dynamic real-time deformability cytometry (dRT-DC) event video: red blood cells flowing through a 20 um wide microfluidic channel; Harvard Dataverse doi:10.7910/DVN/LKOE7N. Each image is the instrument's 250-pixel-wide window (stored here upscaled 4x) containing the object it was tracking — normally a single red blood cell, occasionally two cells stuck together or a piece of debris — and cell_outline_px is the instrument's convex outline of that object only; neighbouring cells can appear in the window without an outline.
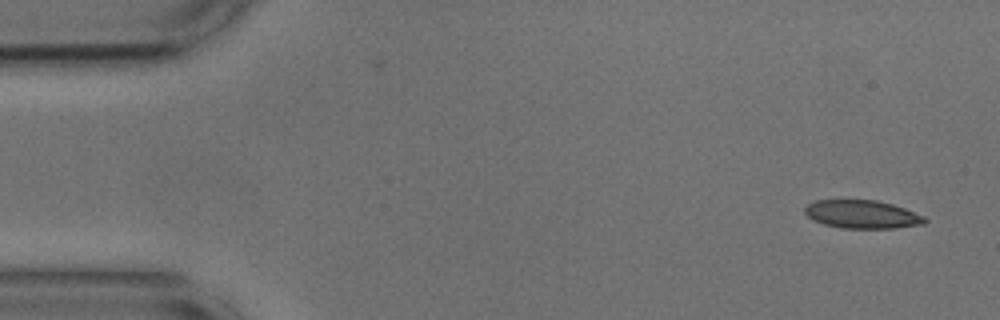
{"species": "common noctule bat (a hibernating species)", "species_latin": "Nyctalus noctula", "temperature_condition": "cold", "stored_images_in_passage": 8, "camera_frame_rate_fps": 3000, "um_per_image_px": 0.085, "animal": {"sex": "male", "body_mass_g": 17.9, "forearm_length_mm": 54.2}, "frame": {"image": 1, "passage_image": 1, "time_ms": 0.0, "image_size_px": [1000, 320], "cell_outline_px": [[928, 220], [924, 224], [896, 228], [840, 228], [824, 224], [812, 220], [804, 212], [804, 208], [808, 204], [816, 200], [876, 200], [892, 204], [904, 208], [924, 216]], "centroid_in_image_um": [73.28, 18.22], "position_along_channel_um": 11.7, "area_um2": 19.77}}
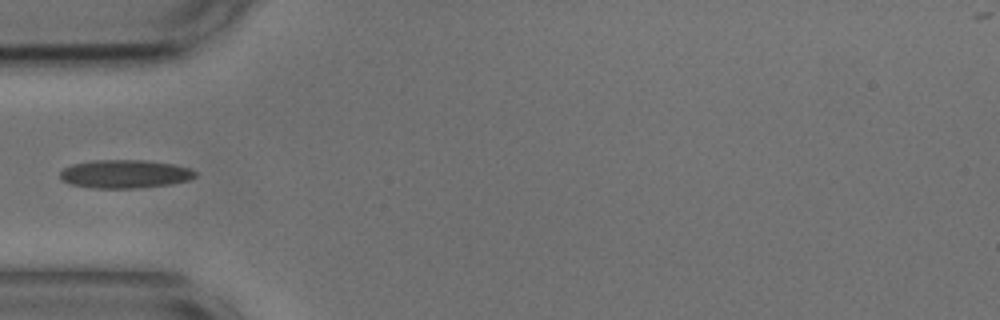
{"frame": {"image": 2, "passage_image": 5, "time_ms": 1.333, "image_size_px": [1000, 320], "cell_outline_px": [[196, 176], [188, 180], [172, 184], [136, 188], [92, 188], [68, 184], [60, 180], [60, 172], [64, 168], [72, 164], [92, 160], [144, 160], [172, 164], [188, 168], [196, 172]], "centroid_in_image_um": [10.56, 14.79], "position_along_channel_um": 74.4, "area_um2": 22.43}}
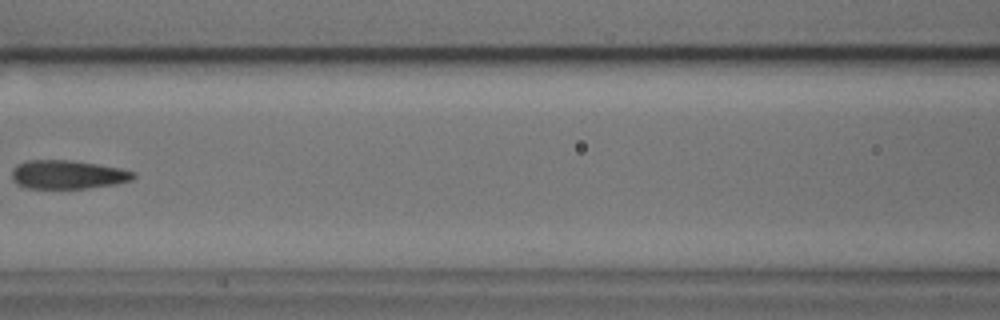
{"frame": {"image": 3, "passage_image": 7, "time_ms": 2.0, "image_size_px": [1000, 320], "cell_outline_px": [[136, 176], [132, 180], [116, 184], [88, 188], [28, 188], [16, 184], [12, 180], [12, 168], [16, 164], [24, 160], [72, 160], [120, 168], [136, 172]], "centroid_in_image_um": [5.74, 14.83], "position_along_channel_um": 160.9, "area_um2": 20.52}}